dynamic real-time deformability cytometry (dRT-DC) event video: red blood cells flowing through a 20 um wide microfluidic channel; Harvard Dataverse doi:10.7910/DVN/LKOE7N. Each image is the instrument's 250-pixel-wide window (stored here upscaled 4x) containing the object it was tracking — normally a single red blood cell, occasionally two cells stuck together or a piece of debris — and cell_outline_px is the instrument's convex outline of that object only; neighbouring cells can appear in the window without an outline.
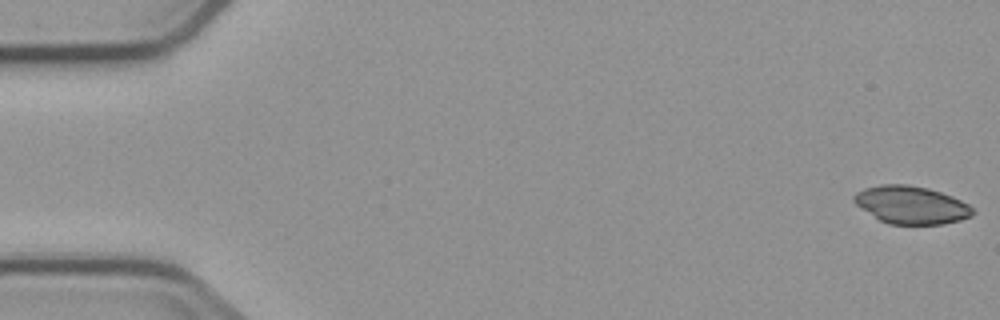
{"species": "common noctule bat (a hibernating species)", "species_latin": "Nyctalus noctula", "temperature_condition": "cold", "stored_images_in_passage": 4, "camera_frame_rate_fps": 3000, "um_per_image_px": 0.085, "animal": {"sex": "male", "body_mass_g": 23.1, "forearm_length_mm": 52.7}, "frame": {"image": 1, "passage_image": 1, "time_ms": 0.0, "image_size_px": [1000, 320], "cell_outline_px": [[976, 212], [972, 216], [960, 220], [944, 224], [888, 224], [880, 220], [856, 204], [852, 200], [852, 196], [856, 192], [864, 188], [880, 184], [908, 184], [928, 188], [952, 196], [968, 204]], "centroid_in_image_um": [77.45, 17.41], "position_along_channel_um": 7.5, "area_um2": 26.18}}
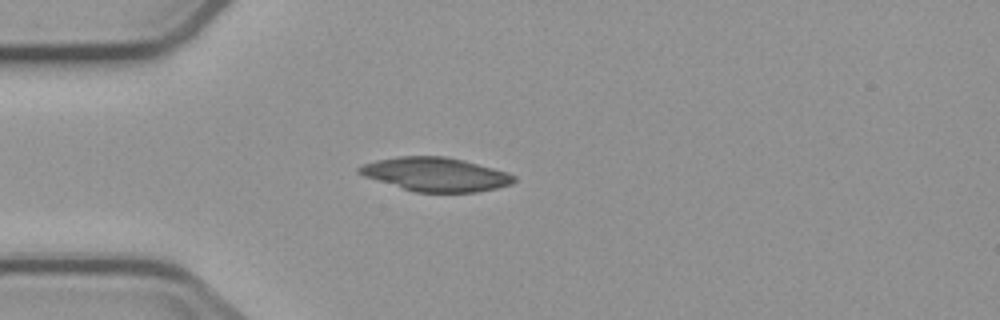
{"frame": {"image": 2, "passage_image": 4, "time_ms": 4.667, "image_size_px": [1000, 320], "cell_outline_px": [[516, 180], [512, 184], [496, 188], [476, 192], [412, 192], [364, 176], [356, 172], [356, 168], [364, 164], [376, 160], [400, 156], [444, 156], [464, 160], [508, 172], [516, 176]], "centroid_in_image_um": [37.02, 14.82], "position_along_channel_um": 48.0, "area_um2": 30.58}}